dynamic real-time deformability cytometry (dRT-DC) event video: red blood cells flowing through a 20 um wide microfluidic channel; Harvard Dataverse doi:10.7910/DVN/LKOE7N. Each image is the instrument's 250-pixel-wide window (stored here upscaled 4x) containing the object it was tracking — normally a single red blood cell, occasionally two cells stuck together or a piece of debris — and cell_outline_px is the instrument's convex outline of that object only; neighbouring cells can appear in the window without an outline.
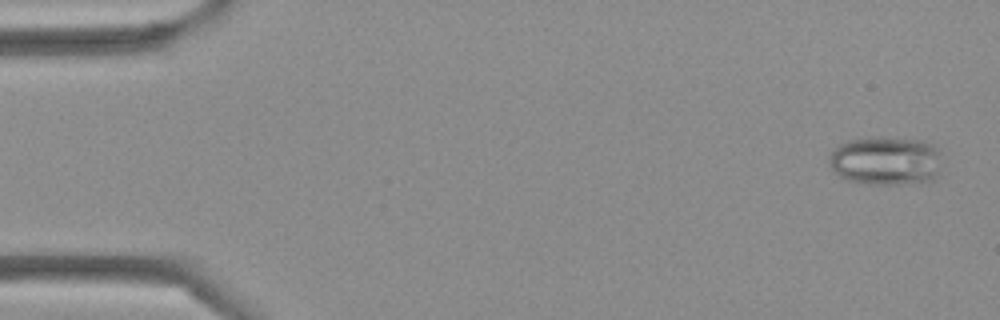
{"species": "Egyptian fruit bat (a non-hibernating species)", "species_latin": "Rousettus aegyptiacus", "temperature_condition": "cold", "stored_images_in_passage": 45, "camera_frame_rate_fps": 3000, "um_per_image_px": 0.085, "frame": {"image": 1, "passage_image": 2, "time_ms": 0.333, "image_size_px": [1000, 320], "cell_outline_px": [[940, 152], [936, 176], [932, 180], [900, 184], [868, 184], [844, 180], [832, 168], [828, 160], [828, 152], [840, 144], [848, 140], [868, 136], [884, 136], [924, 140], [932, 144]], "centroid_in_image_um": [75.23, 13.63], "position_along_channel_um": 9.8, "area_um2": 32.54}}
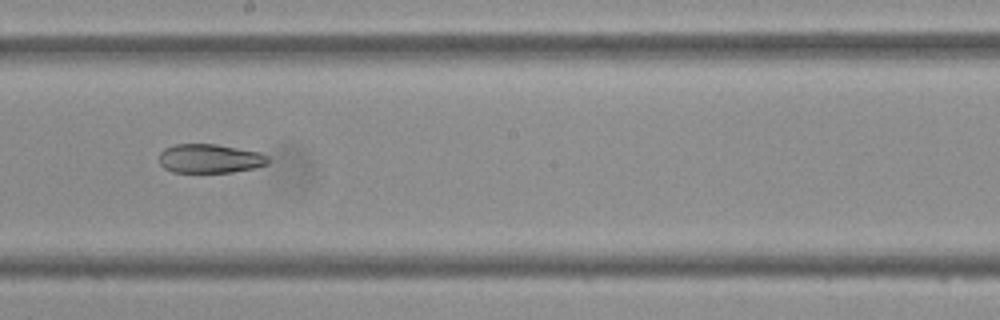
{"frame": {"image": 2, "passage_image": 25, "time_ms": 8.0, "image_size_px": [1000, 320], "cell_outline_px": [[268, 164], [256, 168], [232, 172], [172, 172], [164, 168], [160, 164], [160, 152], [164, 148], [176, 144], [216, 144], [260, 152], [268, 156]], "centroid_in_image_um": [17.85, 13.48], "position_along_channel_um": 230.4, "area_um2": 18.5}}
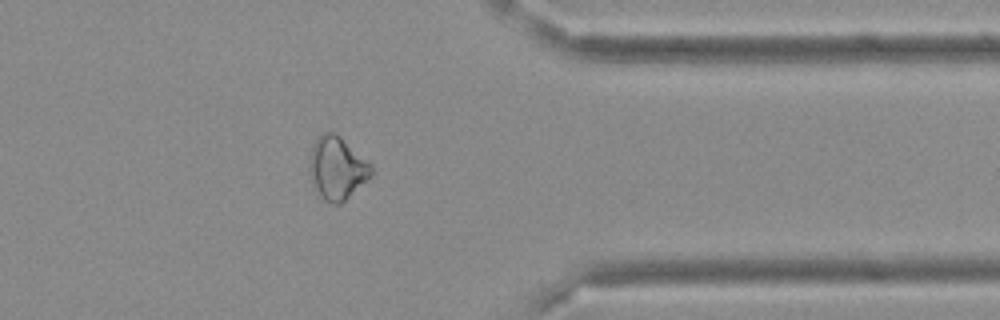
{"frame": {"image": 3, "passage_image": 36, "time_ms": 11.667, "image_size_px": [1000, 320], "cell_outline_px": [[372, 176], [368, 180], [340, 204], [332, 204], [324, 200], [320, 196], [312, 180], [308, 168], [308, 164], [312, 144], [324, 132], [336, 132], [372, 164]], "centroid_in_image_um": [28.65, 14.28], "position_along_channel_um": 382.7, "area_um2": 22.72}}